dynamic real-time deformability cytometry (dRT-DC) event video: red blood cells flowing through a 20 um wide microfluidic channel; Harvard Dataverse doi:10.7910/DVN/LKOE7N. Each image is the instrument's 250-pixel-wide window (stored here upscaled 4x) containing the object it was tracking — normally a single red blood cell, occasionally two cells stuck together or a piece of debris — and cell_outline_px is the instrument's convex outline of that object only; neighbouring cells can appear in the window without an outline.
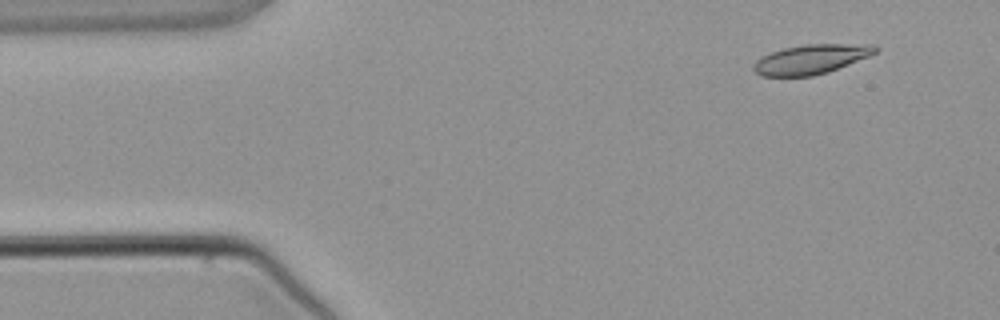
{"species": "common noctule bat (a hibernating species)", "species_latin": "Nyctalus noctula", "temperature_condition": "warm", "stored_images_in_passage": 3, "segment_of_instrument_passage": [2, 2], "camera_frame_rate_fps": 3000, "um_per_image_px": 0.085, "animal": {"sex": "male", "body_mass_g": 21.5, "forearm_length_mm": 52.0}, "frame": {"image": 1, "passage_image": 3, "time_ms": 2.333, "image_size_px": [1000, 320], "cell_outline_px": [[880, 48], [876, 52], [868, 56], [828, 72], [812, 76], [760, 76], [752, 68], [752, 64], [760, 56], [784, 48], [804, 44], [872, 44]], "centroid_in_image_um": [68.91, 5.03], "position_along_channel_um": 16.1, "area_um2": 20.92}}